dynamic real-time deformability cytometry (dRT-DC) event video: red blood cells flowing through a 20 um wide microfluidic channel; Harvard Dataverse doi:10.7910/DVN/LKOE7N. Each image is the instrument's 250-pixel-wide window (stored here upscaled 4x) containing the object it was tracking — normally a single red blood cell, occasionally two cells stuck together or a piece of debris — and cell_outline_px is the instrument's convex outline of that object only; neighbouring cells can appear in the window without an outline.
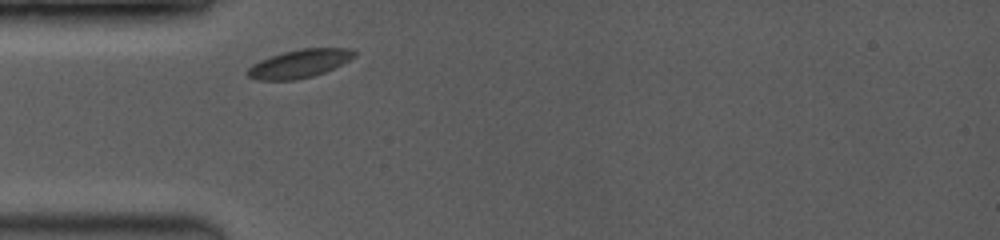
{"species": "common noctule bat (a hibernating species)", "species_latin": "Nyctalus noctula", "temperature_condition": "room temperature", "stored_images_in_passage": 7, "camera_frame_rate_fps": 3500, "um_per_image_px": 0.085, "animal": {"sex": "female", "body_mass_g": 19.0, "forearm_length_mm": 53.3}, "frame": {"image": 1, "passage_image": 1, "time_ms": 0.0, "image_size_px": [1000, 240], "cell_outline_px": [[356, 56], [324, 72], [312, 76], [292, 80], [256, 80], [248, 76], [244, 72], [252, 64], [260, 60], [284, 52], [300, 48], [348, 48], [356, 52]], "centroid_in_image_um": [25.4, 5.41], "position_along_channel_um": 59.6, "area_um2": 17.4}}
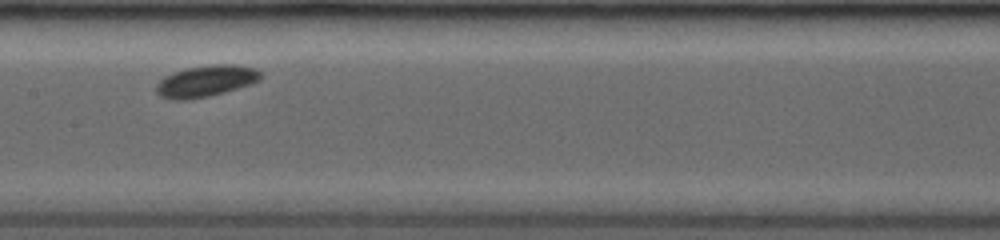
{"frame": {"image": 2, "passage_image": 4, "time_ms": 3.429, "image_size_px": [1000, 240], "cell_outline_px": [[264, 76], [260, 80], [224, 92], [192, 100], [172, 100], [160, 96], [156, 92], [156, 84], [164, 76], [172, 72], [184, 68], [212, 64], [236, 64], [256, 68]], "centroid_in_image_um": [17.48, 6.88], "position_along_channel_um": 189.9, "area_um2": 19.36}}
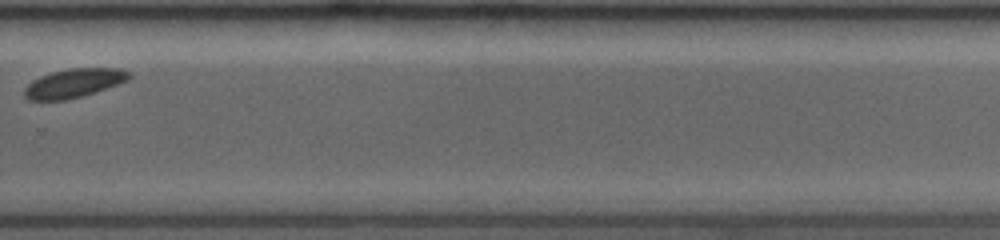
{"frame": {"image": 3, "passage_image": 7, "time_ms": 6.857, "image_size_px": [1000, 240], "cell_outline_px": [[132, 76], [128, 80], [80, 96], [64, 100], [28, 100], [24, 96], [24, 88], [32, 80], [40, 76], [52, 72], [68, 68], [120, 68], [128, 72]], "centroid_in_image_um": [6.23, 7.05], "position_along_channel_um": 323.6, "area_um2": 17.34}}